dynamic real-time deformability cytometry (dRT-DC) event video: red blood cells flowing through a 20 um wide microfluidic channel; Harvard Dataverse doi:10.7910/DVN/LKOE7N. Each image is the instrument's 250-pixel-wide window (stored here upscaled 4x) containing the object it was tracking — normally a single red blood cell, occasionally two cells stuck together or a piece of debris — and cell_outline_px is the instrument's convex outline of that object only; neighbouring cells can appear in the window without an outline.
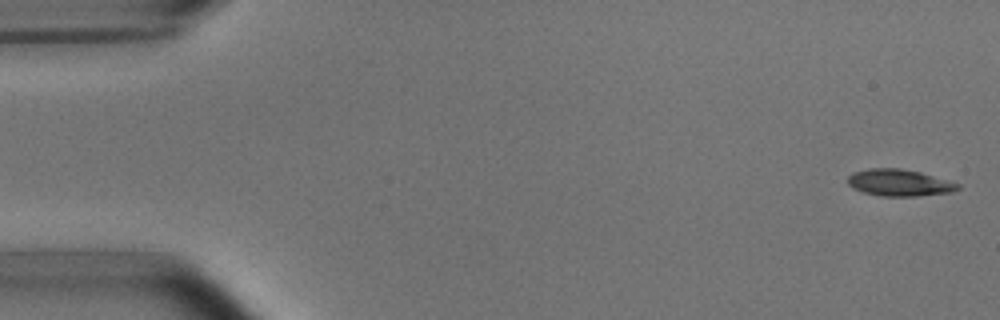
{"species": "common noctule bat (a hibernating species)", "species_latin": "Nyctalus noctula", "temperature_condition": "room temperature", "stored_images_in_passage": 5, "camera_frame_rate_fps": 3000, "um_per_image_px": 0.085, "animal": {"sex": "male", "body_mass_g": 15.6}, "frame": {"image": 1, "passage_image": 1, "time_ms": 0.0, "image_size_px": [1000, 320], "cell_outline_px": [[960, 188], [952, 192], [916, 196], [880, 196], [864, 192], [852, 188], [848, 184], [848, 176], [852, 172], [868, 168], [900, 168], [920, 172], [960, 184]], "centroid_in_image_um": [76.41, 15.53], "position_along_channel_um": 8.6, "area_um2": 17.17}}
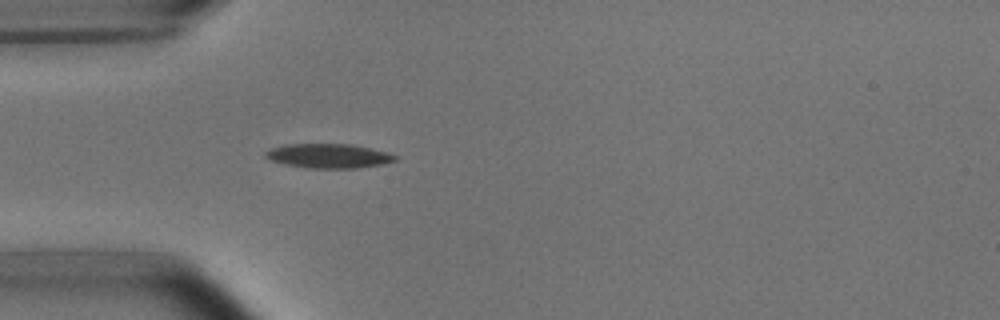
{"frame": {"image": 2, "passage_image": 5, "time_ms": 4.667, "image_size_px": [1000, 320], "cell_outline_px": [[396, 160], [380, 164], [356, 168], [308, 168], [284, 164], [272, 160], [264, 156], [264, 152], [272, 148], [288, 144], [352, 144], [388, 152], [396, 156]], "centroid_in_image_um": [27.92, 13.25], "position_along_channel_um": 57.1, "area_um2": 18.21}}